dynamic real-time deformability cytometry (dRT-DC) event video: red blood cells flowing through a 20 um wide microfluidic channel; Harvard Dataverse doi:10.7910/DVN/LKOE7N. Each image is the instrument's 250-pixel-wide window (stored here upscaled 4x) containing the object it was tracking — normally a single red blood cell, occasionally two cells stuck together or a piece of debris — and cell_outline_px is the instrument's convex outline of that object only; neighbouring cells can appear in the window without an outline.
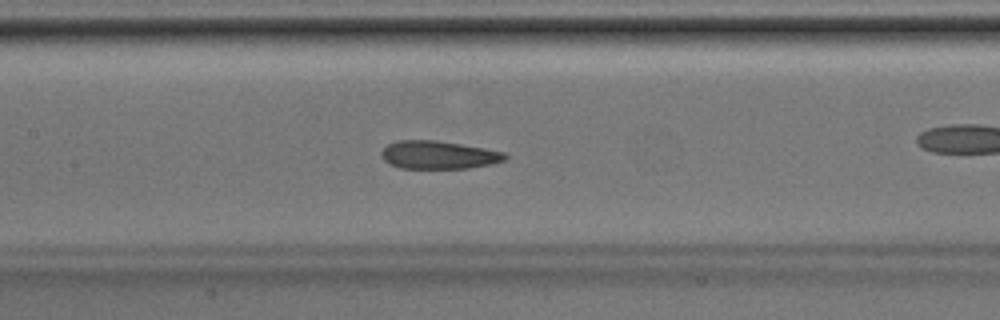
{"species": "Egyptian fruit bat (a non-hibernating species)", "species_latin": "Rousettus aegyptiacus", "temperature_condition": "room temperature", "stored_images_in_passage": 29, "camera_frame_rate_fps": 3000, "um_per_image_px": 0.085, "animal": {"sex": "male"}, "frame": {"image": 1, "passage_image": 9, "time_ms": 2.667, "image_size_px": [1000, 320], "cell_outline_px": [[508, 156], [504, 160], [492, 164], [468, 168], [400, 168], [388, 164], [380, 156], [380, 152], [388, 144], [396, 140], [436, 140], [484, 148], [504, 152]], "centroid_in_image_um": [37.23, 13.17], "position_along_channel_um": 170.2, "area_um2": 20.29}}